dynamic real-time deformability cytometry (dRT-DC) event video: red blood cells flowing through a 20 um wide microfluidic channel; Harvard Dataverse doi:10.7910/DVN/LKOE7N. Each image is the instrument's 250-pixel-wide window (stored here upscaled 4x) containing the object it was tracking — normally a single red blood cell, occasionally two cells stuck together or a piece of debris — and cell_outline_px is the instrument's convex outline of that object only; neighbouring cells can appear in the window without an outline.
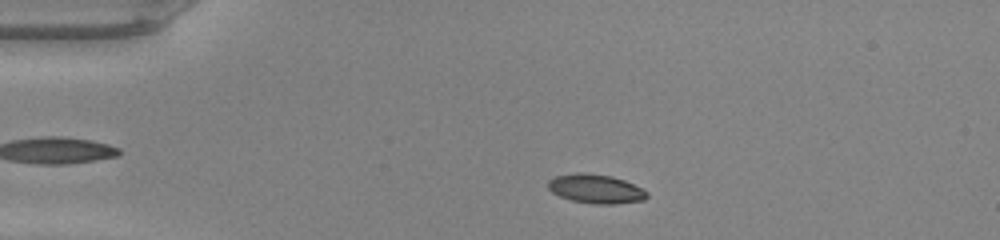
{"species": "common noctule bat (a hibernating species)", "species_latin": "Nyctalus noctula", "temperature_condition": "warm", "stored_images_in_passage": 40, "camera_frame_rate_fps": 3000, "um_per_image_px": 0.085, "animal": {"sex": "male", "body_mass_g": 20.0, "forearm_length_mm": 53.3}, "frame": {"image": 1, "passage_image": 2, "time_ms": 0.333, "image_size_px": [1000, 240], "cell_outline_px": [[648, 196], [644, 200], [616, 204], [592, 204], [572, 200], [560, 196], [552, 192], [548, 188], [548, 180], [556, 176], [576, 172], [584, 172], [612, 176], [624, 180], [648, 192]], "centroid_in_image_um": [50.63, 16.05], "position_along_channel_um": 34.4, "area_um2": 16.76}}
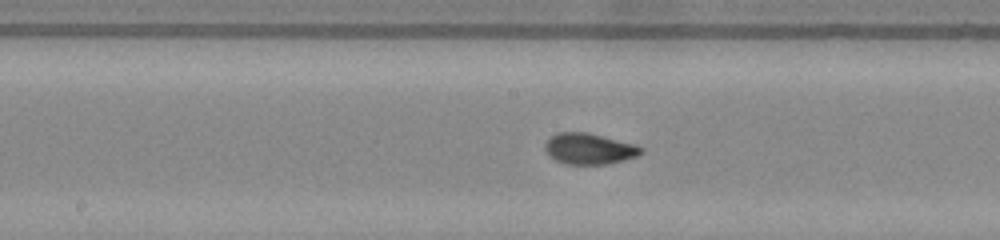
{"frame": {"image": 2, "passage_image": 17, "time_ms": 5.333, "image_size_px": [1000, 240], "cell_outline_px": [[644, 152], [636, 156], [624, 160], [608, 164], [564, 164], [548, 156], [544, 148], [544, 144], [556, 132], [588, 132], [636, 144], [644, 148]], "centroid_in_image_um": [50.09, 12.64], "position_along_channel_um": 198.1, "area_um2": 17.57}}
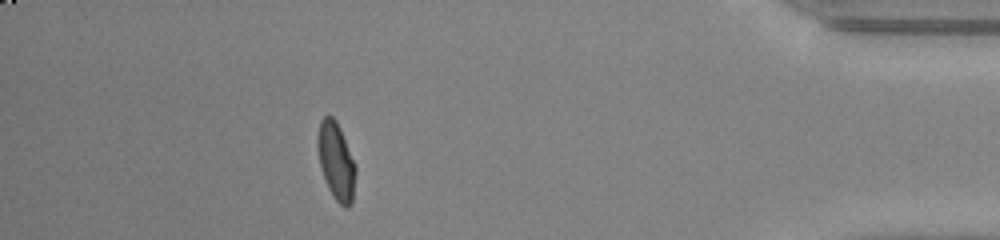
{"frame": {"image": 3, "passage_image": 35, "time_ms": 11.333, "image_size_px": [1000, 240], "cell_outline_px": [[356, 172], [352, 204], [348, 208], [344, 208], [332, 196], [328, 188], [320, 164], [316, 144], [316, 136], [320, 120], [324, 116], [332, 116], [336, 120], [340, 128], [356, 164]], "centroid_in_image_um": [28.57, 13.7], "position_along_channel_um": 406.6, "area_um2": 17.4}, "authors_computed_cell_mechanics": {"area_um2": 16.8487, "velocity_mm_per_s": 4.2614, "shape_relaxation_time_tau1_ms": 2.9089, "shape_relaxation_time_tau2_ms": 0.6177, "deformation_change_tau1": 0.1701, "deformation_change_tau2": 0.0471}}